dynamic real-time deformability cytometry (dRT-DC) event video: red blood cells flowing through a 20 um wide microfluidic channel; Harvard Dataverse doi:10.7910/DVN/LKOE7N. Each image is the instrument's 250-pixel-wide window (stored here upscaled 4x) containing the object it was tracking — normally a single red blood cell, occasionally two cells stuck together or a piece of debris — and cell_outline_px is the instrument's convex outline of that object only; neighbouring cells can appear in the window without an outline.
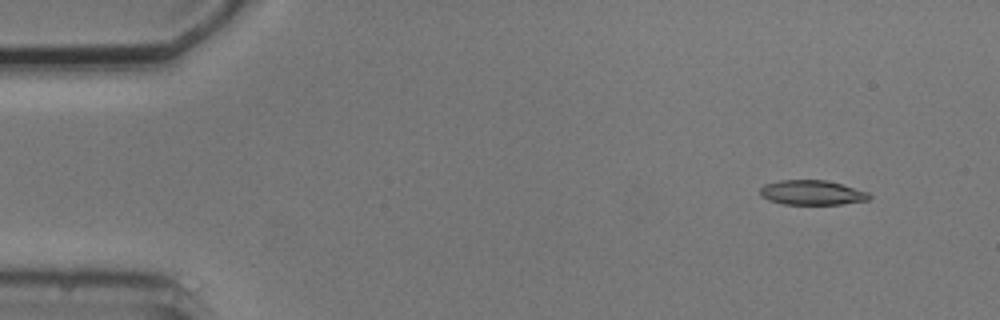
{"species": "common noctule bat (a hibernating species)", "species_latin": "Nyctalus noctula", "temperature_condition": "cold", "stored_images_in_passage": 5, "camera_frame_rate_fps": 3000, "um_per_image_px": 0.085, "animal": {"sex": "male", "body_mass_g": 20.5, "forearm_length_mm": 52.5}, "frame": {"image": 1, "passage_image": 2, "time_ms": 1.0, "image_size_px": [1000, 320], "cell_outline_px": [[872, 196], [868, 200], [840, 204], [784, 204], [768, 200], [760, 196], [760, 188], [764, 184], [780, 180], [824, 180], [840, 184], [868, 192]], "centroid_in_image_um": [68.98, 16.37], "position_along_channel_um": 16.0, "area_um2": 15.61}}
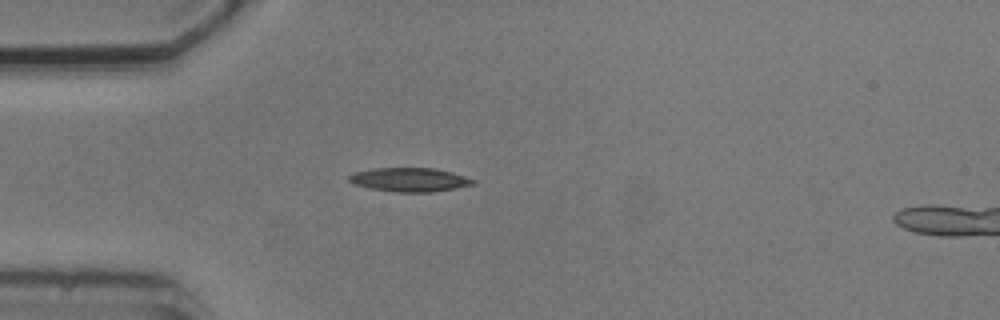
{"frame": {"image": 2, "passage_image": 4, "time_ms": 4.333, "image_size_px": [1000, 320], "cell_outline_px": [[476, 184], [456, 188], [432, 192], [396, 192], [368, 188], [352, 184], [348, 180], [348, 176], [352, 172], [372, 168], [436, 168], [452, 172], [476, 180]], "centroid_in_image_um": [34.79, 15.27], "position_along_channel_um": 50.2, "area_um2": 17.51}}